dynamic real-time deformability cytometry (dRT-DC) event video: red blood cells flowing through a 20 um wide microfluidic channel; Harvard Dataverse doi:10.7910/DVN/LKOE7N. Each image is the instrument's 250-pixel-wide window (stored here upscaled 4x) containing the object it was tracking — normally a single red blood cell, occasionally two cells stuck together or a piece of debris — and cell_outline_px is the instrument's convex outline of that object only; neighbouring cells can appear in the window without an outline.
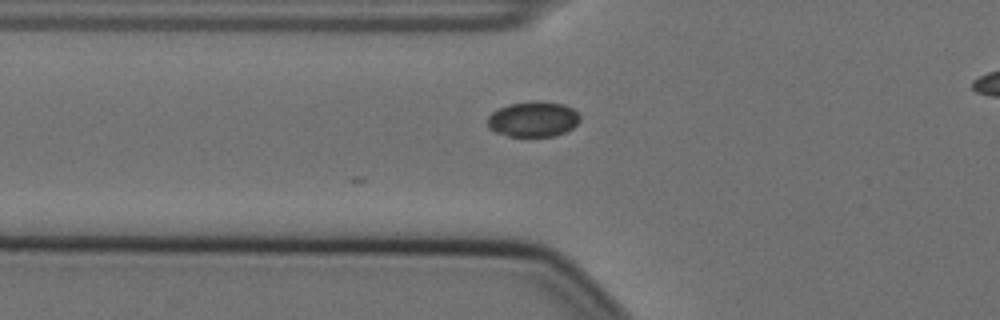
{"species": "Egyptian fruit bat (a non-hibernating species)", "species_latin": "Rousettus aegyptiacus", "temperature_condition": "cold", "stored_images_in_passage": 4, "camera_frame_rate_fps": 3000, "um_per_image_px": 0.085, "animal": {"sex": "female"}, "frame": {"image": 1, "passage_image": 2, "time_ms": 0.333, "image_size_px": [1000, 320], "cell_outline_px": [[580, 120], [572, 128], [564, 132], [552, 136], [508, 136], [496, 132], [488, 128], [488, 116], [492, 112], [508, 104], [532, 100], [540, 100], [564, 104], [572, 108], [580, 116]], "centroid_in_image_um": [45.31, 10.11], "position_along_channel_um": 80.5, "area_um2": 19.13}}